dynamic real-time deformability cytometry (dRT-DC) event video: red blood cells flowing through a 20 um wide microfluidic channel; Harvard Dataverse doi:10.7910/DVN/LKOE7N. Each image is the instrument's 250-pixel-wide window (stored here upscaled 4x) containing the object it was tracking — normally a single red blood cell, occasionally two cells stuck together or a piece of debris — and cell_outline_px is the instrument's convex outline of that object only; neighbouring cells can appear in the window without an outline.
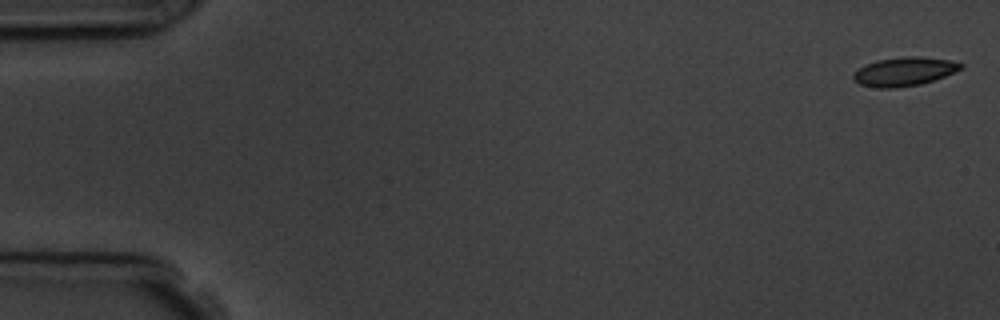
{"species": "common noctule bat (a hibernating species)", "species_latin": "Nyctalus noctula", "temperature_condition": "room temperature", "stored_images_in_passage": 5, "segment_of_instrument_passage": [2, 2], "camera_frame_rate_fps": 3000, "um_per_image_px": 0.085, "animal": {"sex": "male", "body_mass_g": 19.5, "forearm_length_mm": 54.6}, "frame": {"image": 1, "passage_image": 5, "time_ms": 5.667, "image_size_px": [1000, 320], "cell_outline_px": [[964, 68], [944, 76], [920, 84], [896, 88], [880, 88], [860, 84], [852, 80], [852, 76], [860, 68], [876, 60], [908, 56], [920, 56], [948, 60], [964, 64]], "centroid_in_image_um": [76.87, 6.08], "position_along_channel_um": 8.1, "area_um2": 17.8}}